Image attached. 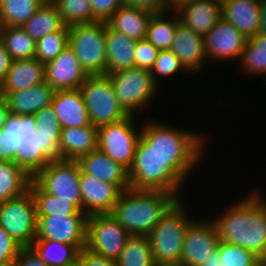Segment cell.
I'll return each mask as SVG.
<instances>
[{"mask_svg": "<svg viewBox=\"0 0 266 266\" xmlns=\"http://www.w3.org/2000/svg\"><path fill=\"white\" fill-rule=\"evenodd\" d=\"M213 221L221 241L243 247L266 263V205L259 191L233 204Z\"/></svg>", "mask_w": 266, "mask_h": 266, "instance_id": "obj_1", "label": "cell"}, {"mask_svg": "<svg viewBox=\"0 0 266 266\" xmlns=\"http://www.w3.org/2000/svg\"><path fill=\"white\" fill-rule=\"evenodd\" d=\"M140 138L166 160L184 180L203 156L204 136L164 123L148 121L140 129Z\"/></svg>", "mask_w": 266, "mask_h": 266, "instance_id": "obj_2", "label": "cell"}, {"mask_svg": "<svg viewBox=\"0 0 266 266\" xmlns=\"http://www.w3.org/2000/svg\"><path fill=\"white\" fill-rule=\"evenodd\" d=\"M179 198L162 190L125 189L110 215L130 235L147 236Z\"/></svg>", "mask_w": 266, "mask_h": 266, "instance_id": "obj_3", "label": "cell"}, {"mask_svg": "<svg viewBox=\"0 0 266 266\" xmlns=\"http://www.w3.org/2000/svg\"><path fill=\"white\" fill-rule=\"evenodd\" d=\"M128 174L130 188L162 190L181 198L179 190L185 180L165 159L149 149L141 138L137 142L134 161Z\"/></svg>", "mask_w": 266, "mask_h": 266, "instance_id": "obj_4", "label": "cell"}, {"mask_svg": "<svg viewBox=\"0 0 266 266\" xmlns=\"http://www.w3.org/2000/svg\"><path fill=\"white\" fill-rule=\"evenodd\" d=\"M193 221L179 199L147 235L155 263H180L184 236Z\"/></svg>", "mask_w": 266, "mask_h": 266, "instance_id": "obj_5", "label": "cell"}, {"mask_svg": "<svg viewBox=\"0 0 266 266\" xmlns=\"http://www.w3.org/2000/svg\"><path fill=\"white\" fill-rule=\"evenodd\" d=\"M69 46L88 75L106 74V22L69 26Z\"/></svg>", "mask_w": 266, "mask_h": 266, "instance_id": "obj_6", "label": "cell"}, {"mask_svg": "<svg viewBox=\"0 0 266 266\" xmlns=\"http://www.w3.org/2000/svg\"><path fill=\"white\" fill-rule=\"evenodd\" d=\"M79 89L93 126L116 123L129 116L120 105L107 74L89 75Z\"/></svg>", "mask_w": 266, "mask_h": 266, "instance_id": "obj_7", "label": "cell"}, {"mask_svg": "<svg viewBox=\"0 0 266 266\" xmlns=\"http://www.w3.org/2000/svg\"><path fill=\"white\" fill-rule=\"evenodd\" d=\"M107 75L120 105L129 115L148 105L157 94L158 85L149 70L133 67Z\"/></svg>", "mask_w": 266, "mask_h": 266, "instance_id": "obj_8", "label": "cell"}, {"mask_svg": "<svg viewBox=\"0 0 266 266\" xmlns=\"http://www.w3.org/2000/svg\"><path fill=\"white\" fill-rule=\"evenodd\" d=\"M36 204L30 190L0 202V226L22 247H30L37 235Z\"/></svg>", "mask_w": 266, "mask_h": 266, "instance_id": "obj_9", "label": "cell"}, {"mask_svg": "<svg viewBox=\"0 0 266 266\" xmlns=\"http://www.w3.org/2000/svg\"><path fill=\"white\" fill-rule=\"evenodd\" d=\"M80 166L73 160L51 161L32 180L46 193L67 200L82 211Z\"/></svg>", "mask_w": 266, "mask_h": 266, "instance_id": "obj_10", "label": "cell"}, {"mask_svg": "<svg viewBox=\"0 0 266 266\" xmlns=\"http://www.w3.org/2000/svg\"><path fill=\"white\" fill-rule=\"evenodd\" d=\"M134 122V116L129 115L122 121L98 127L97 149L128 171L134 161L141 131H137Z\"/></svg>", "mask_w": 266, "mask_h": 266, "instance_id": "obj_11", "label": "cell"}, {"mask_svg": "<svg viewBox=\"0 0 266 266\" xmlns=\"http://www.w3.org/2000/svg\"><path fill=\"white\" fill-rule=\"evenodd\" d=\"M130 236L110 213L88 216L86 248L95 254L116 261Z\"/></svg>", "mask_w": 266, "mask_h": 266, "instance_id": "obj_12", "label": "cell"}, {"mask_svg": "<svg viewBox=\"0 0 266 266\" xmlns=\"http://www.w3.org/2000/svg\"><path fill=\"white\" fill-rule=\"evenodd\" d=\"M35 240H54L70 245L87 244V220L85 213L66 216H37Z\"/></svg>", "mask_w": 266, "mask_h": 266, "instance_id": "obj_13", "label": "cell"}, {"mask_svg": "<svg viewBox=\"0 0 266 266\" xmlns=\"http://www.w3.org/2000/svg\"><path fill=\"white\" fill-rule=\"evenodd\" d=\"M60 137L40 135L33 131L21 148L17 149L13 162L33 178L51 161L63 160L59 147Z\"/></svg>", "mask_w": 266, "mask_h": 266, "instance_id": "obj_14", "label": "cell"}, {"mask_svg": "<svg viewBox=\"0 0 266 266\" xmlns=\"http://www.w3.org/2000/svg\"><path fill=\"white\" fill-rule=\"evenodd\" d=\"M220 239L212 221H193L187 228L183 241L180 264L200 266L218 248Z\"/></svg>", "mask_w": 266, "mask_h": 266, "instance_id": "obj_15", "label": "cell"}, {"mask_svg": "<svg viewBox=\"0 0 266 266\" xmlns=\"http://www.w3.org/2000/svg\"><path fill=\"white\" fill-rule=\"evenodd\" d=\"M247 40L234 25L221 19L204 36L207 58L215 62L236 60L240 58Z\"/></svg>", "mask_w": 266, "mask_h": 266, "instance_id": "obj_16", "label": "cell"}, {"mask_svg": "<svg viewBox=\"0 0 266 266\" xmlns=\"http://www.w3.org/2000/svg\"><path fill=\"white\" fill-rule=\"evenodd\" d=\"M88 76L69 45L45 64V82L55 91L79 89Z\"/></svg>", "mask_w": 266, "mask_h": 266, "instance_id": "obj_17", "label": "cell"}, {"mask_svg": "<svg viewBox=\"0 0 266 266\" xmlns=\"http://www.w3.org/2000/svg\"><path fill=\"white\" fill-rule=\"evenodd\" d=\"M82 211L86 215L110 213L122 191L112 183L101 181L93 175L80 172Z\"/></svg>", "mask_w": 266, "mask_h": 266, "instance_id": "obj_18", "label": "cell"}, {"mask_svg": "<svg viewBox=\"0 0 266 266\" xmlns=\"http://www.w3.org/2000/svg\"><path fill=\"white\" fill-rule=\"evenodd\" d=\"M170 50L180 59L184 68L192 73L203 68L207 58L204 37L180 21L177 13V28ZM192 71V72H191Z\"/></svg>", "mask_w": 266, "mask_h": 266, "instance_id": "obj_19", "label": "cell"}, {"mask_svg": "<svg viewBox=\"0 0 266 266\" xmlns=\"http://www.w3.org/2000/svg\"><path fill=\"white\" fill-rule=\"evenodd\" d=\"M176 12L182 23L204 37L222 19V3L220 0H193Z\"/></svg>", "mask_w": 266, "mask_h": 266, "instance_id": "obj_20", "label": "cell"}, {"mask_svg": "<svg viewBox=\"0 0 266 266\" xmlns=\"http://www.w3.org/2000/svg\"><path fill=\"white\" fill-rule=\"evenodd\" d=\"M77 162L83 173L115 184L121 191L130 188L128 170L98 149L82 156Z\"/></svg>", "mask_w": 266, "mask_h": 266, "instance_id": "obj_21", "label": "cell"}, {"mask_svg": "<svg viewBox=\"0 0 266 266\" xmlns=\"http://www.w3.org/2000/svg\"><path fill=\"white\" fill-rule=\"evenodd\" d=\"M51 105L61 128L91 125L80 89L55 91Z\"/></svg>", "mask_w": 266, "mask_h": 266, "instance_id": "obj_22", "label": "cell"}, {"mask_svg": "<svg viewBox=\"0 0 266 266\" xmlns=\"http://www.w3.org/2000/svg\"><path fill=\"white\" fill-rule=\"evenodd\" d=\"M45 82V64L38 59L13 60L5 81L0 85V96L25 90Z\"/></svg>", "mask_w": 266, "mask_h": 266, "instance_id": "obj_23", "label": "cell"}, {"mask_svg": "<svg viewBox=\"0 0 266 266\" xmlns=\"http://www.w3.org/2000/svg\"><path fill=\"white\" fill-rule=\"evenodd\" d=\"M33 131H36L34 115L10 114L0 131V161H14L17 149L21 148Z\"/></svg>", "mask_w": 266, "mask_h": 266, "instance_id": "obj_24", "label": "cell"}, {"mask_svg": "<svg viewBox=\"0 0 266 266\" xmlns=\"http://www.w3.org/2000/svg\"><path fill=\"white\" fill-rule=\"evenodd\" d=\"M59 147L63 160L77 161L82 156L97 150L98 127L91 124L61 128Z\"/></svg>", "mask_w": 266, "mask_h": 266, "instance_id": "obj_25", "label": "cell"}, {"mask_svg": "<svg viewBox=\"0 0 266 266\" xmlns=\"http://www.w3.org/2000/svg\"><path fill=\"white\" fill-rule=\"evenodd\" d=\"M54 93L55 90L44 82L25 90L6 93L3 97L7 101L10 114L35 115L52 104Z\"/></svg>", "mask_w": 266, "mask_h": 266, "instance_id": "obj_26", "label": "cell"}, {"mask_svg": "<svg viewBox=\"0 0 266 266\" xmlns=\"http://www.w3.org/2000/svg\"><path fill=\"white\" fill-rule=\"evenodd\" d=\"M136 41L113 30L106 22V74L135 67Z\"/></svg>", "mask_w": 266, "mask_h": 266, "instance_id": "obj_27", "label": "cell"}, {"mask_svg": "<svg viewBox=\"0 0 266 266\" xmlns=\"http://www.w3.org/2000/svg\"><path fill=\"white\" fill-rule=\"evenodd\" d=\"M153 13L123 4L107 21L115 31L123 33L134 41L144 40Z\"/></svg>", "mask_w": 266, "mask_h": 266, "instance_id": "obj_28", "label": "cell"}, {"mask_svg": "<svg viewBox=\"0 0 266 266\" xmlns=\"http://www.w3.org/2000/svg\"><path fill=\"white\" fill-rule=\"evenodd\" d=\"M222 19L234 25L247 39H250L258 32L260 2H224L222 3Z\"/></svg>", "mask_w": 266, "mask_h": 266, "instance_id": "obj_29", "label": "cell"}, {"mask_svg": "<svg viewBox=\"0 0 266 266\" xmlns=\"http://www.w3.org/2000/svg\"><path fill=\"white\" fill-rule=\"evenodd\" d=\"M49 266H77L78 255L86 245H70L54 240H34L30 246Z\"/></svg>", "mask_w": 266, "mask_h": 266, "instance_id": "obj_30", "label": "cell"}, {"mask_svg": "<svg viewBox=\"0 0 266 266\" xmlns=\"http://www.w3.org/2000/svg\"><path fill=\"white\" fill-rule=\"evenodd\" d=\"M55 3H43L21 27L37 42L45 35L65 27Z\"/></svg>", "mask_w": 266, "mask_h": 266, "instance_id": "obj_31", "label": "cell"}, {"mask_svg": "<svg viewBox=\"0 0 266 266\" xmlns=\"http://www.w3.org/2000/svg\"><path fill=\"white\" fill-rule=\"evenodd\" d=\"M31 180L13 161H0V202L23 195L29 190Z\"/></svg>", "mask_w": 266, "mask_h": 266, "instance_id": "obj_32", "label": "cell"}, {"mask_svg": "<svg viewBox=\"0 0 266 266\" xmlns=\"http://www.w3.org/2000/svg\"><path fill=\"white\" fill-rule=\"evenodd\" d=\"M173 12L174 15H171V19L167 16L169 15L167 11L153 14L149 21L145 39L158 50H170L174 41L177 28V12Z\"/></svg>", "mask_w": 266, "mask_h": 266, "instance_id": "obj_33", "label": "cell"}, {"mask_svg": "<svg viewBox=\"0 0 266 266\" xmlns=\"http://www.w3.org/2000/svg\"><path fill=\"white\" fill-rule=\"evenodd\" d=\"M0 40L13 60L35 57L37 43L22 27H0Z\"/></svg>", "mask_w": 266, "mask_h": 266, "instance_id": "obj_34", "label": "cell"}, {"mask_svg": "<svg viewBox=\"0 0 266 266\" xmlns=\"http://www.w3.org/2000/svg\"><path fill=\"white\" fill-rule=\"evenodd\" d=\"M29 190L36 204L37 216H66L73 213H84L79 211L67 200L44 192L33 180L29 184Z\"/></svg>", "mask_w": 266, "mask_h": 266, "instance_id": "obj_35", "label": "cell"}, {"mask_svg": "<svg viewBox=\"0 0 266 266\" xmlns=\"http://www.w3.org/2000/svg\"><path fill=\"white\" fill-rule=\"evenodd\" d=\"M154 263L149 238L135 235L127 239L116 260L117 266H152Z\"/></svg>", "mask_w": 266, "mask_h": 266, "instance_id": "obj_36", "label": "cell"}, {"mask_svg": "<svg viewBox=\"0 0 266 266\" xmlns=\"http://www.w3.org/2000/svg\"><path fill=\"white\" fill-rule=\"evenodd\" d=\"M42 4L40 0H3L0 27H21Z\"/></svg>", "mask_w": 266, "mask_h": 266, "instance_id": "obj_37", "label": "cell"}, {"mask_svg": "<svg viewBox=\"0 0 266 266\" xmlns=\"http://www.w3.org/2000/svg\"><path fill=\"white\" fill-rule=\"evenodd\" d=\"M36 45L35 58L43 64L56 58L69 45V26L62 30L51 32L41 39Z\"/></svg>", "mask_w": 266, "mask_h": 266, "instance_id": "obj_38", "label": "cell"}, {"mask_svg": "<svg viewBox=\"0 0 266 266\" xmlns=\"http://www.w3.org/2000/svg\"><path fill=\"white\" fill-rule=\"evenodd\" d=\"M55 4L66 26L94 22L89 0H56Z\"/></svg>", "mask_w": 266, "mask_h": 266, "instance_id": "obj_39", "label": "cell"}, {"mask_svg": "<svg viewBox=\"0 0 266 266\" xmlns=\"http://www.w3.org/2000/svg\"><path fill=\"white\" fill-rule=\"evenodd\" d=\"M217 249L225 266H263L265 264L253 252L236 244L220 240Z\"/></svg>", "mask_w": 266, "mask_h": 266, "instance_id": "obj_40", "label": "cell"}, {"mask_svg": "<svg viewBox=\"0 0 266 266\" xmlns=\"http://www.w3.org/2000/svg\"><path fill=\"white\" fill-rule=\"evenodd\" d=\"M238 60L248 74L266 76V50H254V44L249 39Z\"/></svg>", "mask_w": 266, "mask_h": 266, "instance_id": "obj_41", "label": "cell"}, {"mask_svg": "<svg viewBox=\"0 0 266 266\" xmlns=\"http://www.w3.org/2000/svg\"><path fill=\"white\" fill-rule=\"evenodd\" d=\"M188 72L182 65L180 59L171 50H159L151 74L158 85V76H170L179 71Z\"/></svg>", "mask_w": 266, "mask_h": 266, "instance_id": "obj_42", "label": "cell"}, {"mask_svg": "<svg viewBox=\"0 0 266 266\" xmlns=\"http://www.w3.org/2000/svg\"><path fill=\"white\" fill-rule=\"evenodd\" d=\"M36 131L45 136H61V126L52 105L44 107L34 115Z\"/></svg>", "mask_w": 266, "mask_h": 266, "instance_id": "obj_43", "label": "cell"}, {"mask_svg": "<svg viewBox=\"0 0 266 266\" xmlns=\"http://www.w3.org/2000/svg\"><path fill=\"white\" fill-rule=\"evenodd\" d=\"M135 67L151 71L159 50L146 39L136 41Z\"/></svg>", "mask_w": 266, "mask_h": 266, "instance_id": "obj_44", "label": "cell"}, {"mask_svg": "<svg viewBox=\"0 0 266 266\" xmlns=\"http://www.w3.org/2000/svg\"><path fill=\"white\" fill-rule=\"evenodd\" d=\"M22 246L0 226V266L12 264Z\"/></svg>", "mask_w": 266, "mask_h": 266, "instance_id": "obj_45", "label": "cell"}, {"mask_svg": "<svg viewBox=\"0 0 266 266\" xmlns=\"http://www.w3.org/2000/svg\"><path fill=\"white\" fill-rule=\"evenodd\" d=\"M94 15V22H107L124 4L123 0H89Z\"/></svg>", "mask_w": 266, "mask_h": 266, "instance_id": "obj_46", "label": "cell"}, {"mask_svg": "<svg viewBox=\"0 0 266 266\" xmlns=\"http://www.w3.org/2000/svg\"><path fill=\"white\" fill-rule=\"evenodd\" d=\"M77 266H117L116 261L107 259L83 248L78 255Z\"/></svg>", "mask_w": 266, "mask_h": 266, "instance_id": "obj_47", "label": "cell"}, {"mask_svg": "<svg viewBox=\"0 0 266 266\" xmlns=\"http://www.w3.org/2000/svg\"><path fill=\"white\" fill-rule=\"evenodd\" d=\"M12 265L49 266L36 254V252L31 247H22Z\"/></svg>", "mask_w": 266, "mask_h": 266, "instance_id": "obj_48", "label": "cell"}, {"mask_svg": "<svg viewBox=\"0 0 266 266\" xmlns=\"http://www.w3.org/2000/svg\"><path fill=\"white\" fill-rule=\"evenodd\" d=\"M13 59L0 40V85L5 81Z\"/></svg>", "mask_w": 266, "mask_h": 266, "instance_id": "obj_49", "label": "cell"}, {"mask_svg": "<svg viewBox=\"0 0 266 266\" xmlns=\"http://www.w3.org/2000/svg\"><path fill=\"white\" fill-rule=\"evenodd\" d=\"M10 110L7 105V101L3 96H0V131L4 128L7 122Z\"/></svg>", "mask_w": 266, "mask_h": 266, "instance_id": "obj_50", "label": "cell"}, {"mask_svg": "<svg viewBox=\"0 0 266 266\" xmlns=\"http://www.w3.org/2000/svg\"><path fill=\"white\" fill-rule=\"evenodd\" d=\"M249 40L254 44V50H266V34L257 32Z\"/></svg>", "mask_w": 266, "mask_h": 266, "instance_id": "obj_51", "label": "cell"}, {"mask_svg": "<svg viewBox=\"0 0 266 266\" xmlns=\"http://www.w3.org/2000/svg\"><path fill=\"white\" fill-rule=\"evenodd\" d=\"M258 32L266 34V0L260 2V23Z\"/></svg>", "mask_w": 266, "mask_h": 266, "instance_id": "obj_52", "label": "cell"}, {"mask_svg": "<svg viewBox=\"0 0 266 266\" xmlns=\"http://www.w3.org/2000/svg\"><path fill=\"white\" fill-rule=\"evenodd\" d=\"M200 266H225L223 260L219 256L218 249L209 255V258L205 260Z\"/></svg>", "mask_w": 266, "mask_h": 266, "instance_id": "obj_53", "label": "cell"}, {"mask_svg": "<svg viewBox=\"0 0 266 266\" xmlns=\"http://www.w3.org/2000/svg\"><path fill=\"white\" fill-rule=\"evenodd\" d=\"M191 1L193 0H165V4L167 5V11L172 12L173 10L176 11L183 4L191 2Z\"/></svg>", "mask_w": 266, "mask_h": 266, "instance_id": "obj_54", "label": "cell"}, {"mask_svg": "<svg viewBox=\"0 0 266 266\" xmlns=\"http://www.w3.org/2000/svg\"><path fill=\"white\" fill-rule=\"evenodd\" d=\"M152 266H182V265L180 263L178 264L154 263Z\"/></svg>", "mask_w": 266, "mask_h": 266, "instance_id": "obj_55", "label": "cell"}, {"mask_svg": "<svg viewBox=\"0 0 266 266\" xmlns=\"http://www.w3.org/2000/svg\"><path fill=\"white\" fill-rule=\"evenodd\" d=\"M231 1H250V2H261L262 0H220L221 3L231 2Z\"/></svg>", "mask_w": 266, "mask_h": 266, "instance_id": "obj_56", "label": "cell"}, {"mask_svg": "<svg viewBox=\"0 0 266 266\" xmlns=\"http://www.w3.org/2000/svg\"><path fill=\"white\" fill-rule=\"evenodd\" d=\"M42 3H55L56 0H40Z\"/></svg>", "mask_w": 266, "mask_h": 266, "instance_id": "obj_57", "label": "cell"}, {"mask_svg": "<svg viewBox=\"0 0 266 266\" xmlns=\"http://www.w3.org/2000/svg\"><path fill=\"white\" fill-rule=\"evenodd\" d=\"M2 3H3V0H0V16H1V13H2Z\"/></svg>", "mask_w": 266, "mask_h": 266, "instance_id": "obj_58", "label": "cell"}, {"mask_svg": "<svg viewBox=\"0 0 266 266\" xmlns=\"http://www.w3.org/2000/svg\"><path fill=\"white\" fill-rule=\"evenodd\" d=\"M260 198L262 199V201L265 203V205H266V200L265 199H263V197H261L262 195H261V193H260Z\"/></svg>", "mask_w": 266, "mask_h": 266, "instance_id": "obj_59", "label": "cell"}]
</instances>
